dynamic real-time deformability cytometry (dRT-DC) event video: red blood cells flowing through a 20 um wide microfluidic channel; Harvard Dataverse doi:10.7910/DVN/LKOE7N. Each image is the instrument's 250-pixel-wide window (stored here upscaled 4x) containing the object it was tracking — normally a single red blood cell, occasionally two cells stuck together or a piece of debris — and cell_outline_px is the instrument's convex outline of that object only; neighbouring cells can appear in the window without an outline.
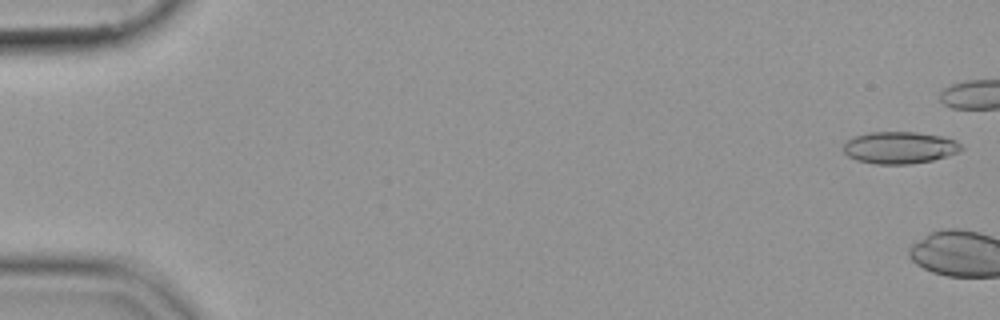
{"species": "common noctule bat (a hibernating species)", "species_latin": "Nyctalus noctula", "temperature_condition": "cold", "stored_images_in_passage": 3, "camera_frame_rate_fps": 3000, "um_per_image_px": 0.085, "animal": {"sex": "female", "body_mass_g": 19.9}, "frame": {"image": 1, "passage_image": 1, "time_ms": 0.0, "image_size_px": [1000, 320], "cell_outline_px": [[964, 148], [956, 152], [932, 160], [908, 164], [876, 164], [856, 160], [848, 156], [844, 152], [844, 144], [852, 136], [868, 132], [916, 132], [940, 136], [956, 140]], "centroid_in_image_um": [76.42, 12.54], "position_along_channel_um": 8.6, "area_um2": 21.85}}